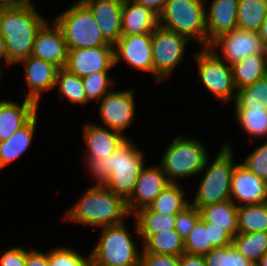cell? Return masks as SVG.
Here are the masks:
<instances>
[{
	"mask_svg": "<svg viewBox=\"0 0 267 266\" xmlns=\"http://www.w3.org/2000/svg\"><path fill=\"white\" fill-rule=\"evenodd\" d=\"M127 139L115 152L106 157L86 158L89 173L97 184H102L127 201L134 191L136 181L144 167L143 151Z\"/></svg>",
	"mask_w": 267,
	"mask_h": 266,
	"instance_id": "cell-1",
	"label": "cell"
},
{
	"mask_svg": "<svg viewBox=\"0 0 267 266\" xmlns=\"http://www.w3.org/2000/svg\"><path fill=\"white\" fill-rule=\"evenodd\" d=\"M126 201L102 184L89 187L63 219L93 227L121 224L129 216Z\"/></svg>",
	"mask_w": 267,
	"mask_h": 266,
	"instance_id": "cell-2",
	"label": "cell"
},
{
	"mask_svg": "<svg viewBox=\"0 0 267 266\" xmlns=\"http://www.w3.org/2000/svg\"><path fill=\"white\" fill-rule=\"evenodd\" d=\"M35 7L0 8V34L4 38L8 65L32 55L38 30L46 22Z\"/></svg>",
	"mask_w": 267,
	"mask_h": 266,
	"instance_id": "cell-3",
	"label": "cell"
},
{
	"mask_svg": "<svg viewBox=\"0 0 267 266\" xmlns=\"http://www.w3.org/2000/svg\"><path fill=\"white\" fill-rule=\"evenodd\" d=\"M125 223L101 228L99 241L91 251L90 266H139V248Z\"/></svg>",
	"mask_w": 267,
	"mask_h": 266,
	"instance_id": "cell-4",
	"label": "cell"
},
{
	"mask_svg": "<svg viewBox=\"0 0 267 266\" xmlns=\"http://www.w3.org/2000/svg\"><path fill=\"white\" fill-rule=\"evenodd\" d=\"M233 158V150L226 143L210 165V158L207 159L202 170L204 172L206 169V172L191 202L198 210L207 205L230 200L231 176L236 166Z\"/></svg>",
	"mask_w": 267,
	"mask_h": 266,
	"instance_id": "cell-5",
	"label": "cell"
},
{
	"mask_svg": "<svg viewBox=\"0 0 267 266\" xmlns=\"http://www.w3.org/2000/svg\"><path fill=\"white\" fill-rule=\"evenodd\" d=\"M64 35L68 50L96 46H114L101 34L92 11L79 0L54 19Z\"/></svg>",
	"mask_w": 267,
	"mask_h": 266,
	"instance_id": "cell-6",
	"label": "cell"
},
{
	"mask_svg": "<svg viewBox=\"0 0 267 266\" xmlns=\"http://www.w3.org/2000/svg\"><path fill=\"white\" fill-rule=\"evenodd\" d=\"M205 9V0H169L159 15V25L207 47Z\"/></svg>",
	"mask_w": 267,
	"mask_h": 266,
	"instance_id": "cell-7",
	"label": "cell"
},
{
	"mask_svg": "<svg viewBox=\"0 0 267 266\" xmlns=\"http://www.w3.org/2000/svg\"><path fill=\"white\" fill-rule=\"evenodd\" d=\"M165 149L160 165L171 183L202 172L208 159L204 144L195 138L175 137Z\"/></svg>",
	"mask_w": 267,
	"mask_h": 266,
	"instance_id": "cell-8",
	"label": "cell"
},
{
	"mask_svg": "<svg viewBox=\"0 0 267 266\" xmlns=\"http://www.w3.org/2000/svg\"><path fill=\"white\" fill-rule=\"evenodd\" d=\"M201 49L194 56L203 85L217 99L224 102L233 101L237 89L234 84L231 65L224 61L217 51L211 50L209 47H202Z\"/></svg>",
	"mask_w": 267,
	"mask_h": 266,
	"instance_id": "cell-9",
	"label": "cell"
},
{
	"mask_svg": "<svg viewBox=\"0 0 267 266\" xmlns=\"http://www.w3.org/2000/svg\"><path fill=\"white\" fill-rule=\"evenodd\" d=\"M190 41L187 37L177 34L158 25L152 32L153 77L160 83L169 79L171 73L183 59L185 47Z\"/></svg>",
	"mask_w": 267,
	"mask_h": 266,
	"instance_id": "cell-10",
	"label": "cell"
},
{
	"mask_svg": "<svg viewBox=\"0 0 267 266\" xmlns=\"http://www.w3.org/2000/svg\"><path fill=\"white\" fill-rule=\"evenodd\" d=\"M219 46H221L224 61L230 65L249 55H266V45L262 42L258 32L239 28L217 37L208 47L211 50H217Z\"/></svg>",
	"mask_w": 267,
	"mask_h": 266,
	"instance_id": "cell-11",
	"label": "cell"
},
{
	"mask_svg": "<svg viewBox=\"0 0 267 266\" xmlns=\"http://www.w3.org/2000/svg\"><path fill=\"white\" fill-rule=\"evenodd\" d=\"M133 90L108 92L100 101L99 113L106 128L122 134L131 125L135 114V99Z\"/></svg>",
	"mask_w": 267,
	"mask_h": 266,
	"instance_id": "cell-12",
	"label": "cell"
},
{
	"mask_svg": "<svg viewBox=\"0 0 267 266\" xmlns=\"http://www.w3.org/2000/svg\"><path fill=\"white\" fill-rule=\"evenodd\" d=\"M114 67V46L70 49L65 69L79 77L94 72H108Z\"/></svg>",
	"mask_w": 267,
	"mask_h": 266,
	"instance_id": "cell-13",
	"label": "cell"
},
{
	"mask_svg": "<svg viewBox=\"0 0 267 266\" xmlns=\"http://www.w3.org/2000/svg\"><path fill=\"white\" fill-rule=\"evenodd\" d=\"M151 37L152 33L122 36L114 44V65L123 59L136 70L153 74Z\"/></svg>",
	"mask_w": 267,
	"mask_h": 266,
	"instance_id": "cell-14",
	"label": "cell"
},
{
	"mask_svg": "<svg viewBox=\"0 0 267 266\" xmlns=\"http://www.w3.org/2000/svg\"><path fill=\"white\" fill-rule=\"evenodd\" d=\"M161 165L142 168L130 198L126 201L127 209L134 214L139 209L148 207L154 199L170 184Z\"/></svg>",
	"mask_w": 267,
	"mask_h": 266,
	"instance_id": "cell-15",
	"label": "cell"
},
{
	"mask_svg": "<svg viewBox=\"0 0 267 266\" xmlns=\"http://www.w3.org/2000/svg\"><path fill=\"white\" fill-rule=\"evenodd\" d=\"M52 25L45 22L38 30L31 56L53 63L60 69L65 67L68 47L60 27L55 21Z\"/></svg>",
	"mask_w": 267,
	"mask_h": 266,
	"instance_id": "cell-16",
	"label": "cell"
},
{
	"mask_svg": "<svg viewBox=\"0 0 267 266\" xmlns=\"http://www.w3.org/2000/svg\"><path fill=\"white\" fill-rule=\"evenodd\" d=\"M266 197V181L248 171L241 163L235 166L231 176L230 200L237 206L263 203Z\"/></svg>",
	"mask_w": 267,
	"mask_h": 266,
	"instance_id": "cell-17",
	"label": "cell"
},
{
	"mask_svg": "<svg viewBox=\"0 0 267 266\" xmlns=\"http://www.w3.org/2000/svg\"><path fill=\"white\" fill-rule=\"evenodd\" d=\"M92 11L104 39L114 45L122 37L124 0H82Z\"/></svg>",
	"mask_w": 267,
	"mask_h": 266,
	"instance_id": "cell-18",
	"label": "cell"
},
{
	"mask_svg": "<svg viewBox=\"0 0 267 266\" xmlns=\"http://www.w3.org/2000/svg\"><path fill=\"white\" fill-rule=\"evenodd\" d=\"M233 236L223 228L200 219L184 240L185 253L204 256L216 247L231 245Z\"/></svg>",
	"mask_w": 267,
	"mask_h": 266,
	"instance_id": "cell-19",
	"label": "cell"
},
{
	"mask_svg": "<svg viewBox=\"0 0 267 266\" xmlns=\"http://www.w3.org/2000/svg\"><path fill=\"white\" fill-rule=\"evenodd\" d=\"M20 62L24 63L26 85L29 88L27 93L24 92L25 99L32 100L39 105L42 93L52 90L55 87L56 75L59 68L53 63L33 56H29Z\"/></svg>",
	"mask_w": 267,
	"mask_h": 266,
	"instance_id": "cell-20",
	"label": "cell"
},
{
	"mask_svg": "<svg viewBox=\"0 0 267 266\" xmlns=\"http://www.w3.org/2000/svg\"><path fill=\"white\" fill-rule=\"evenodd\" d=\"M83 130V138L87 146L86 158L100 157L105 160L128 139L125 134L103 125L88 123Z\"/></svg>",
	"mask_w": 267,
	"mask_h": 266,
	"instance_id": "cell-21",
	"label": "cell"
},
{
	"mask_svg": "<svg viewBox=\"0 0 267 266\" xmlns=\"http://www.w3.org/2000/svg\"><path fill=\"white\" fill-rule=\"evenodd\" d=\"M239 0H213L209 11L205 9L207 47L217 37L237 28Z\"/></svg>",
	"mask_w": 267,
	"mask_h": 266,
	"instance_id": "cell-22",
	"label": "cell"
},
{
	"mask_svg": "<svg viewBox=\"0 0 267 266\" xmlns=\"http://www.w3.org/2000/svg\"><path fill=\"white\" fill-rule=\"evenodd\" d=\"M39 106L32 100L24 99L22 104L0 100V142L10 139L38 111Z\"/></svg>",
	"mask_w": 267,
	"mask_h": 266,
	"instance_id": "cell-23",
	"label": "cell"
},
{
	"mask_svg": "<svg viewBox=\"0 0 267 266\" xmlns=\"http://www.w3.org/2000/svg\"><path fill=\"white\" fill-rule=\"evenodd\" d=\"M159 25V16L151 9L124 0L122 7V36L152 33Z\"/></svg>",
	"mask_w": 267,
	"mask_h": 266,
	"instance_id": "cell-24",
	"label": "cell"
},
{
	"mask_svg": "<svg viewBox=\"0 0 267 266\" xmlns=\"http://www.w3.org/2000/svg\"><path fill=\"white\" fill-rule=\"evenodd\" d=\"M37 125V113L8 140L0 142V170L16 160L30 146Z\"/></svg>",
	"mask_w": 267,
	"mask_h": 266,
	"instance_id": "cell-25",
	"label": "cell"
},
{
	"mask_svg": "<svg viewBox=\"0 0 267 266\" xmlns=\"http://www.w3.org/2000/svg\"><path fill=\"white\" fill-rule=\"evenodd\" d=\"M201 219L223 228L233 237L238 234V206L231 200L207 205L200 209Z\"/></svg>",
	"mask_w": 267,
	"mask_h": 266,
	"instance_id": "cell-26",
	"label": "cell"
},
{
	"mask_svg": "<svg viewBox=\"0 0 267 266\" xmlns=\"http://www.w3.org/2000/svg\"><path fill=\"white\" fill-rule=\"evenodd\" d=\"M138 237L144 241L141 253L180 256L185 252L184 239L175 230Z\"/></svg>",
	"mask_w": 267,
	"mask_h": 266,
	"instance_id": "cell-27",
	"label": "cell"
},
{
	"mask_svg": "<svg viewBox=\"0 0 267 266\" xmlns=\"http://www.w3.org/2000/svg\"><path fill=\"white\" fill-rule=\"evenodd\" d=\"M231 67L234 84L238 90L267 75L266 55H249Z\"/></svg>",
	"mask_w": 267,
	"mask_h": 266,
	"instance_id": "cell-28",
	"label": "cell"
},
{
	"mask_svg": "<svg viewBox=\"0 0 267 266\" xmlns=\"http://www.w3.org/2000/svg\"><path fill=\"white\" fill-rule=\"evenodd\" d=\"M136 232L138 235H152L175 230L176 215H163L154 212L149 206L135 212Z\"/></svg>",
	"mask_w": 267,
	"mask_h": 266,
	"instance_id": "cell-29",
	"label": "cell"
},
{
	"mask_svg": "<svg viewBox=\"0 0 267 266\" xmlns=\"http://www.w3.org/2000/svg\"><path fill=\"white\" fill-rule=\"evenodd\" d=\"M235 109L267 110V75L237 90Z\"/></svg>",
	"mask_w": 267,
	"mask_h": 266,
	"instance_id": "cell-30",
	"label": "cell"
},
{
	"mask_svg": "<svg viewBox=\"0 0 267 266\" xmlns=\"http://www.w3.org/2000/svg\"><path fill=\"white\" fill-rule=\"evenodd\" d=\"M267 14V0H239L237 28L258 32Z\"/></svg>",
	"mask_w": 267,
	"mask_h": 266,
	"instance_id": "cell-31",
	"label": "cell"
},
{
	"mask_svg": "<svg viewBox=\"0 0 267 266\" xmlns=\"http://www.w3.org/2000/svg\"><path fill=\"white\" fill-rule=\"evenodd\" d=\"M267 233V203L238 206V233Z\"/></svg>",
	"mask_w": 267,
	"mask_h": 266,
	"instance_id": "cell-32",
	"label": "cell"
},
{
	"mask_svg": "<svg viewBox=\"0 0 267 266\" xmlns=\"http://www.w3.org/2000/svg\"><path fill=\"white\" fill-rule=\"evenodd\" d=\"M178 183H170L149 206L154 212L163 215H177L189 203Z\"/></svg>",
	"mask_w": 267,
	"mask_h": 266,
	"instance_id": "cell-33",
	"label": "cell"
},
{
	"mask_svg": "<svg viewBox=\"0 0 267 266\" xmlns=\"http://www.w3.org/2000/svg\"><path fill=\"white\" fill-rule=\"evenodd\" d=\"M232 245L246 259L256 264L267 252V233H238L233 237Z\"/></svg>",
	"mask_w": 267,
	"mask_h": 266,
	"instance_id": "cell-34",
	"label": "cell"
},
{
	"mask_svg": "<svg viewBox=\"0 0 267 266\" xmlns=\"http://www.w3.org/2000/svg\"><path fill=\"white\" fill-rule=\"evenodd\" d=\"M58 84L59 98L64 97L72 103L79 105L87 104L82 78L76 74L70 73L65 68L57 71L55 86Z\"/></svg>",
	"mask_w": 267,
	"mask_h": 266,
	"instance_id": "cell-35",
	"label": "cell"
},
{
	"mask_svg": "<svg viewBox=\"0 0 267 266\" xmlns=\"http://www.w3.org/2000/svg\"><path fill=\"white\" fill-rule=\"evenodd\" d=\"M235 110L238 123L248 136L267 138V110Z\"/></svg>",
	"mask_w": 267,
	"mask_h": 266,
	"instance_id": "cell-36",
	"label": "cell"
},
{
	"mask_svg": "<svg viewBox=\"0 0 267 266\" xmlns=\"http://www.w3.org/2000/svg\"><path fill=\"white\" fill-rule=\"evenodd\" d=\"M206 266H255L239 253L233 245L216 247L204 255Z\"/></svg>",
	"mask_w": 267,
	"mask_h": 266,
	"instance_id": "cell-37",
	"label": "cell"
},
{
	"mask_svg": "<svg viewBox=\"0 0 267 266\" xmlns=\"http://www.w3.org/2000/svg\"><path fill=\"white\" fill-rule=\"evenodd\" d=\"M108 72H94L82 77V83L89 101L95 100L97 103L112 90L110 87L115 85L113 79L109 78Z\"/></svg>",
	"mask_w": 267,
	"mask_h": 266,
	"instance_id": "cell-38",
	"label": "cell"
},
{
	"mask_svg": "<svg viewBox=\"0 0 267 266\" xmlns=\"http://www.w3.org/2000/svg\"><path fill=\"white\" fill-rule=\"evenodd\" d=\"M48 266H90V256L84 257L73 249L59 247L48 252Z\"/></svg>",
	"mask_w": 267,
	"mask_h": 266,
	"instance_id": "cell-39",
	"label": "cell"
},
{
	"mask_svg": "<svg viewBox=\"0 0 267 266\" xmlns=\"http://www.w3.org/2000/svg\"><path fill=\"white\" fill-rule=\"evenodd\" d=\"M241 164L258 178L267 181V139L263 145L253 150Z\"/></svg>",
	"mask_w": 267,
	"mask_h": 266,
	"instance_id": "cell-40",
	"label": "cell"
},
{
	"mask_svg": "<svg viewBox=\"0 0 267 266\" xmlns=\"http://www.w3.org/2000/svg\"><path fill=\"white\" fill-rule=\"evenodd\" d=\"M200 219V210L190 204L176 215L175 231L185 240Z\"/></svg>",
	"mask_w": 267,
	"mask_h": 266,
	"instance_id": "cell-41",
	"label": "cell"
},
{
	"mask_svg": "<svg viewBox=\"0 0 267 266\" xmlns=\"http://www.w3.org/2000/svg\"><path fill=\"white\" fill-rule=\"evenodd\" d=\"M139 266H180V256L141 253Z\"/></svg>",
	"mask_w": 267,
	"mask_h": 266,
	"instance_id": "cell-42",
	"label": "cell"
},
{
	"mask_svg": "<svg viewBox=\"0 0 267 266\" xmlns=\"http://www.w3.org/2000/svg\"><path fill=\"white\" fill-rule=\"evenodd\" d=\"M28 252L21 246L10 248L1 255L0 266H25Z\"/></svg>",
	"mask_w": 267,
	"mask_h": 266,
	"instance_id": "cell-43",
	"label": "cell"
},
{
	"mask_svg": "<svg viewBox=\"0 0 267 266\" xmlns=\"http://www.w3.org/2000/svg\"><path fill=\"white\" fill-rule=\"evenodd\" d=\"M25 266H48V253L30 250L27 253Z\"/></svg>",
	"mask_w": 267,
	"mask_h": 266,
	"instance_id": "cell-44",
	"label": "cell"
},
{
	"mask_svg": "<svg viewBox=\"0 0 267 266\" xmlns=\"http://www.w3.org/2000/svg\"><path fill=\"white\" fill-rule=\"evenodd\" d=\"M180 266H206L204 256L183 253L180 255Z\"/></svg>",
	"mask_w": 267,
	"mask_h": 266,
	"instance_id": "cell-45",
	"label": "cell"
},
{
	"mask_svg": "<svg viewBox=\"0 0 267 266\" xmlns=\"http://www.w3.org/2000/svg\"><path fill=\"white\" fill-rule=\"evenodd\" d=\"M134 2L151 9L158 16L163 12L169 0H133Z\"/></svg>",
	"mask_w": 267,
	"mask_h": 266,
	"instance_id": "cell-46",
	"label": "cell"
},
{
	"mask_svg": "<svg viewBox=\"0 0 267 266\" xmlns=\"http://www.w3.org/2000/svg\"><path fill=\"white\" fill-rule=\"evenodd\" d=\"M258 34L262 39V42L267 46V14L263 23L261 24Z\"/></svg>",
	"mask_w": 267,
	"mask_h": 266,
	"instance_id": "cell-47",
	"label": "cell"
},
{
	"mask_svg": "<svg viewBox=\"0 0 267 266\" xmlns=\"http://www.w3.org/2000/svg\"><path fill=\"white\" fill-rule=\"evenodd\" d=\"M2 59H5V62L8 65V55H7L6 44H5L4 38L0 34V61H2Z\"/></svg>",
	"mask_w": 267,
	"mask_h": 266,
	"instance_id": "cell-48",
	"label": "cell"
},
{
	"mask_svg": "<svg viewBox=\"0 0 267 266\" xmlns=\"http://www.w3.org/2000/svg\"><path fill=\"white\" fill-rule=\"evenodd\" d=\"M13 7H34L30 0H13Z\"/></svg>",
	"mask_w": 267,
	"mask_h": 266,
	"instance_id": "cell-49",
	"label": "cell"
},
{
	"mask_svg": "<svg viewBox=\"0 0 267 266\" xmlns=\"http://www.w3.org/2000/svg\"><path fill=\"white\" fill-rule=\"evenodd\" d=\"M13 7V0H0V8Z\"/></svg>",
	"mask_w": 267,
	"mask_h": 266,
	"instance_id": "cell-50",
	"label": "cell"
},
{
	"mask_svg": "<svg viewBox=\"0 0 267 266\" xmlns=\"http://www.w3.org/2000/svg\"><path fill=\"white\" fill-rule=\"evenodd\" d=\"M255 266H267V252L261 257Z\"/></svg>",
	"mask_w": 267,
	"mask_h": 266,
	"instance_id": "cell-51",
	"label": "cell"
},
{
	"mask_svg": "<svg viewBox=\"0 0 267 266\" xmlns=\"http://www.w3.org/2000/svg\"><path fill=\"white\" fill-rule=\"evenodd\" d=\"M265 203H267V181H266V197H265Z\"/></svg>",
	"mask_w": 267,
	"mask_h": 266,
	"instance_id": "cell-52",
	"label": "cell"
},
{
	"mask_svg": "<svg viewBox=\"0 0 267 266\" xmlns=\"http://www.w3.org/2000/svg\"><path fill=\"white\" fill-rule=\"evenodd\" d=\"M265 53H266V62H267V46H266V52Z\"/></svg>",
	"mask_w": 267,
	"mask_h": 266,
	"instance_id": "cell-53",
	"label": "cell"
}]
</instances>
